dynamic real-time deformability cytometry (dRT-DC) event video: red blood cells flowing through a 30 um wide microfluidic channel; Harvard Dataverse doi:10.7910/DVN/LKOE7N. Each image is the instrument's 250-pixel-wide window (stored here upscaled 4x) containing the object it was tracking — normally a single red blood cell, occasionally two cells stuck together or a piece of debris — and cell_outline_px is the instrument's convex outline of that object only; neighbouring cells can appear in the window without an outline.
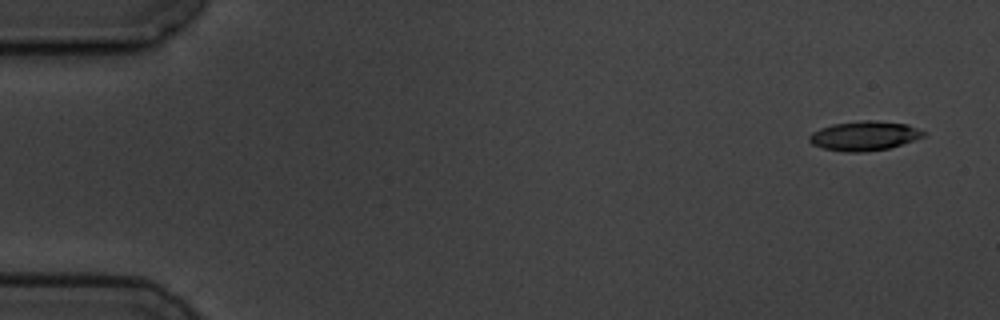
{"species": "common noctule bat (a hibernating species)", "species_latin": "Nyctalus noctula", "temperature_condition": "cold", "stored_images_in_passage": 5, "camera_frame_rate_fps": 3000, "um_per_image_px": 0.085, "animal": {"sex": "male", "body_mass_g": 19.5, "forearm_length_mm": 54.6}, "frame": {"image": 1, "passage_image": 1, "time_ms": 0.0, "image_size_px": [1000, 320], "cell_outline_px": [[924, 136], [888, 148], [860, 152], [844, 152], [824, 148], [812, 144], [808, 140], [808, 136], [812, 132], [820, 128], [832, 124], [864, 120], [876, 120], [908, 124], [924, 132]], "centroid_in_image_um": [73.41, 11.53], "position_along_channel_um": 11.6, "area_um2": 19.36}}
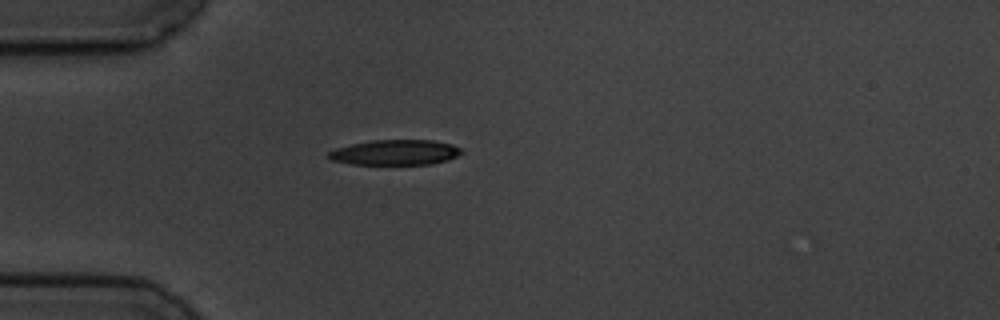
{"frame": {"image": 2, "passage_image": 5, "time_ms": 4.333, "image_size_px": [1000, 320], "cell_outline_px": [[464, 152], [448, 160], [432, 164], [352, 164], [332, 160], [328, 156], [328, 152], [336, 148], [352, 144], [372, 140], [432, 140], [452, 144], [460, 148]], "centroid_in_image_um": [33.62, 12.95], "position_along_channel_um": 51.4, "area_um2": 19.48}}